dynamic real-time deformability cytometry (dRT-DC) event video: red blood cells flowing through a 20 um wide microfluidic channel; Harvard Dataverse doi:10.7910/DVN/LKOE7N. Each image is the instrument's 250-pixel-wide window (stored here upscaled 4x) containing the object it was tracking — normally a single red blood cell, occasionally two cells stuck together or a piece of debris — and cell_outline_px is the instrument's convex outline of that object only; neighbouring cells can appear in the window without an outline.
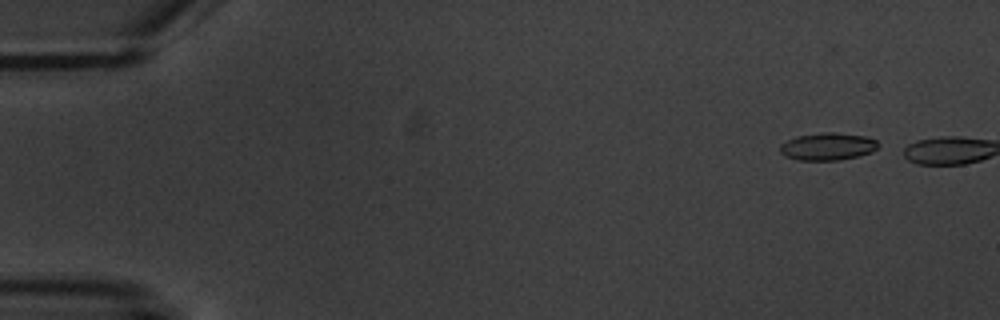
{"species": "common noctule bat (a hibernating species)", "species_latin": "Nyctalus noctula", "temperature_condition": "warm", "stored_images_in_passage": 3, "camera_frame_rate_fps": 3000, "um_per_image_px": 0.085, "animal": {"sex": "male", "body_mass_g": 20.1, "forearm_length_mm": 53.5}, "frame": {"image": 1, "passage_image": 2, "time_ms": 1.333, "image_size_px": [1000, 320], "cell_outline_px": [[880, 144], [872, 152], [860, 156], [840, 160], [796, 160], [784, 156], [780, 152], [780, 144], [796, 136], [820, 132], [836, 132], [864, 136], [876, 140]], "centroid_in_image_um": [70.34, 12.45], "position_along_channel_um": 14.7, "area_um2": 15.9}}